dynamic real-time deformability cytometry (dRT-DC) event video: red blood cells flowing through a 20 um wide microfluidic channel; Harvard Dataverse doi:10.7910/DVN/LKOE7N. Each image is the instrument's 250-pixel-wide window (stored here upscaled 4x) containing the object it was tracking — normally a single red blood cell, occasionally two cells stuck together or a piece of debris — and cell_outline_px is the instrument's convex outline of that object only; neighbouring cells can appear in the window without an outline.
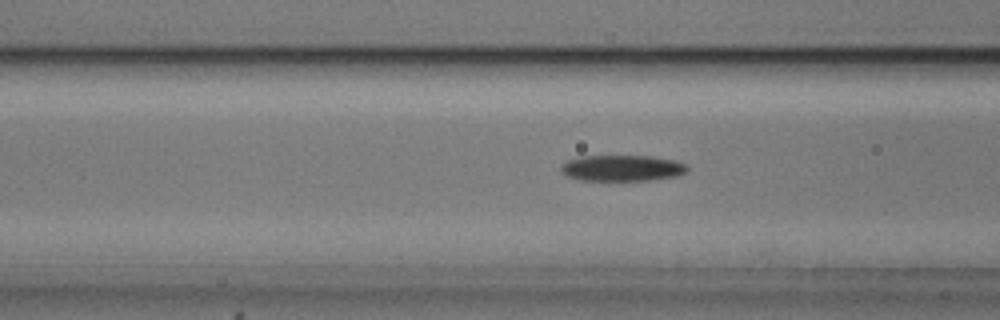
{"species": "common noctule bat (a hibernating species)", "species_latin": "Nyctalus noctula", "temperature_condition": "cold", "stored_images_in_passage": 52, "camera_frame_rate_fps": 3000, "um_per_image_px": 0.085, "animal": {"sex": "male", "body_mass_g": 20.5, "forearm_length_mm": 52.5}, "frame": {"image": 1, "passage_image": 19, "time_ms": 6.0, "image_size_px": [1000, 320], "cell_outline_px": [[688, 168], [684, 172], [676, 176], [648, 180], [580, 180], [568, 176], [560, 172], [560, 164], [568, 160], [580, 156], [652, 156], [672, 160], [688, 164]], "centroid_in_image_um": [52.83, 14.28], "position_along_channel_um": 113.8, "area_um2": 19.13}}
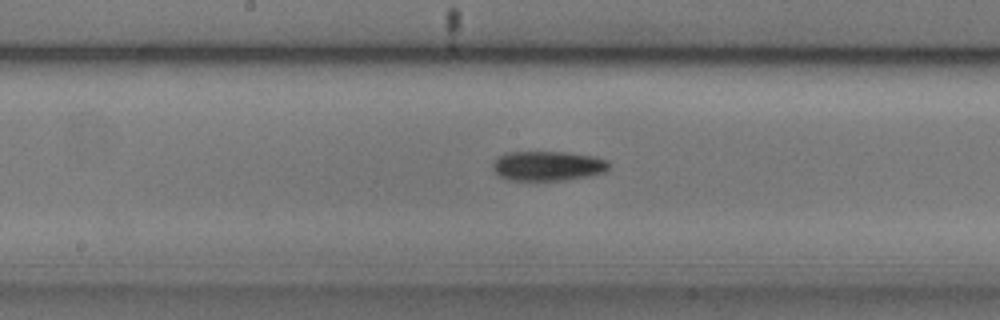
{"frame": {"image": 2, "passage_image": 26, "time_ms": 8.333, "image_size_px": [1000, 320], "cell_outline_px": [[608, 168], [604, 172], [588, 176], [564, 180], [508, 180], [500, 176], [492, 168], [492, 164], [496, 156], [504, 152], [568, 152], [596, 156], [608, 160]], "centroid_in_image_um": [46.53, 14.08], "position_along_channel_um": 201.7, "area_um2": 20.29}}
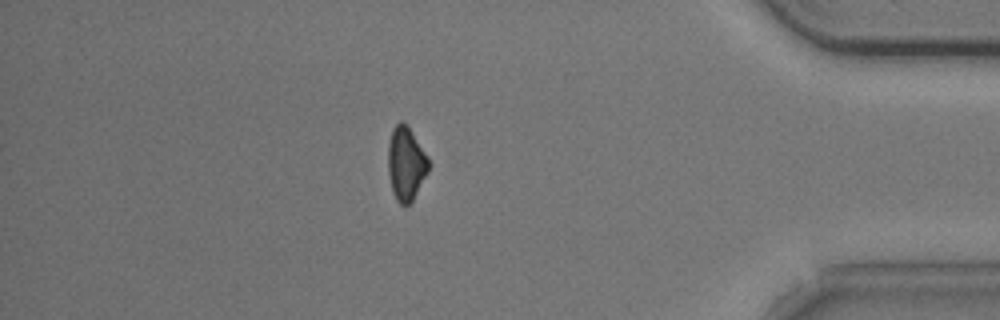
{"frame": {"image": 3, "passage_image": 45, "time_ms": 14.667, "image_size_px": [1000, 320], "cell_outline_px": [[428, 172], [412, 200], [408, 204], [400, 204], [396, 200], [392, 192], [388, 172], [388, 144], [392, 128], [400, 120], [404, 120], [408, 124], [428, 156]], "centroid_in_image_um": [34.49, 13.85], "position_along_channel_um": 400.7, "area_um2": 17.57}, "authors_computed_cell_mechanics": {"area_um2": 18.8717, "velocity_mm_per_s": 3.7494, "shape_relaxation_time_tau1_ms": 4.7586, "shape_relaxation_time_tau2_ms": null, "deformation_change_tau1": 0.1484, "deformation_change_tau2": null}}